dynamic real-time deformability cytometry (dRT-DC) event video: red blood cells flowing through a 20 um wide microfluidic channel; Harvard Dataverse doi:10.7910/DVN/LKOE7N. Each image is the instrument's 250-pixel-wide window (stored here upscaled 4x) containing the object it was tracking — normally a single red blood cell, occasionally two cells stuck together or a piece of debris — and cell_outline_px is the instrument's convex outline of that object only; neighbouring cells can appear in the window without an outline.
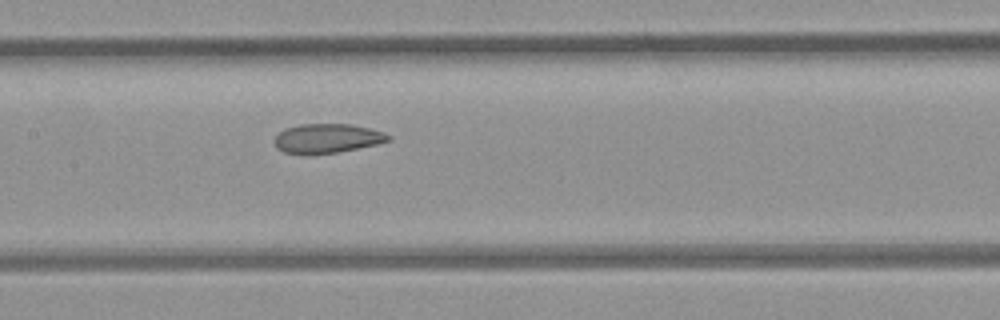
{"species": "common noctule bat (a hibernating species)", "species_latin": "Nyctalus noctula", "temperature_condition": "room temperature", "stored_images_in_passage": 6, "camera_frame_rate_fps": 3000, "um_per_image_px": 0.085, "animal": {"sex": "female", "body_mass_g": 21.9}, "frame": {"image": 1, "passage_image": 6, "time_ms": 6.667, "image_size_px": [1000, 320], "cell_outline_px": [[392, 140], [376, 144], [336, 152], [284, 152], [276, 148], [272, 140], [284, 128], [300, 124], [352, 124], [384, 132], [392, 136]], "centroid_in_image_um": [27.82, 11.72], "position_along_channel_um": 179.6, "area_um2": 19.02}}